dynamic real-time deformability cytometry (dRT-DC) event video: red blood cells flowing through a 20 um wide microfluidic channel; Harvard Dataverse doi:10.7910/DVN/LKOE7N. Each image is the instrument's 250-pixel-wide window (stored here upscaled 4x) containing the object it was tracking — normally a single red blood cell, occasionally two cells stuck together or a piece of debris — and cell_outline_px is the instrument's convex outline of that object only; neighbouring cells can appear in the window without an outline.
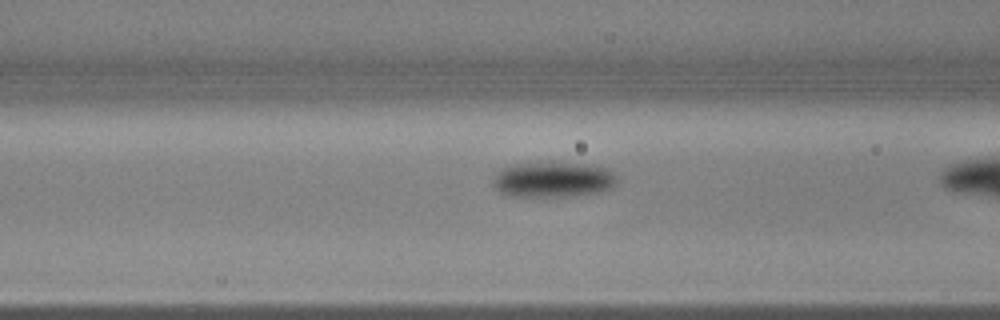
{"species": "common noctule bat (a hibernating species)", "species_latin": "Nyctalus noctula", "temperature_condition": "warm", "stored_images_in_passage": 40, "camera_frame_rate_fps": 3000, "um_per_image_px": 0.085, "animal": {"sex": "male", "body_mass_g": 17.9, "forearm_length_mm": 54.2}, "frame": {"image": 1, "passage_image": 18, "time_ms": 5.667, "image_size_px": [1000, 320], "cell_outline_px": [[620, 180], [612, 188], [600, 192], [568, 196], [504, 196], [492, 184], [492, 180], [496, 172], [500, 168], [512, 164], [552, 160], [592, 164], [608, 168]], "centroid_in_image_um": [47.01, 15.22], "position_along_channel_um": 119.6, "area_um2": 26.76}}
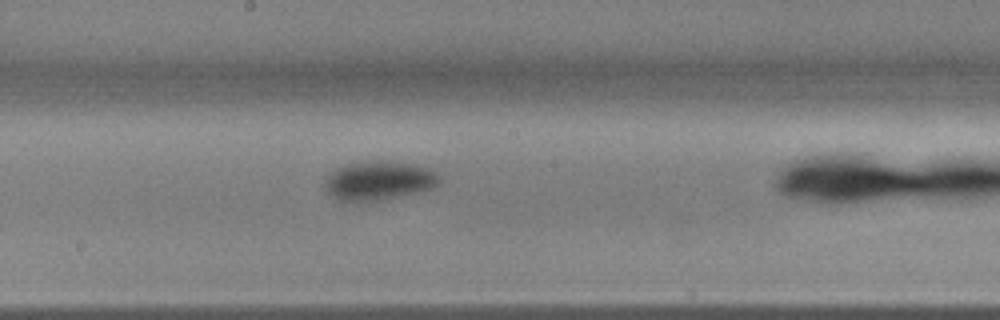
{"frame": {"image": 2, "passage_image": 26, "time_ms": 8.333, "image_size_px": [1000, 320], "cell_outline_px": [[440, 184], [432, 188], [416, 192], [380, 200], [340, 200], [332, 196], [324, 188], [324, 180], [336, 168], [348, 164], [376, 160], [392, 160], [416, 164], [432, 168], [440, 176]], "centroid_in_image_um": [32.25, 15.31], "position_along_channel_um": 215.9, "area_um2": 26.07}}
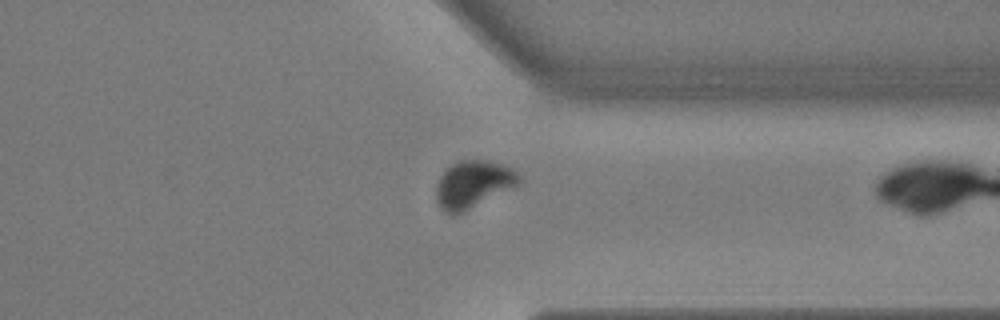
{"frame": {"image": 3, "passage_image": 39, "time_ms": 12.667, "image_size_px": [1000, 320], "cell_outline_px": [[520, 184], [456, 216], [448, 216], [440, 208], [436, 200], [436, 184], [440, 176], [452, 164], [460, 160], [488, 160], [512, 168], [520, 176]], "centroid_in_image_um": [40.18, 15.7], "position_along_channel_um": 371.2, "area_um2": 23.06}}